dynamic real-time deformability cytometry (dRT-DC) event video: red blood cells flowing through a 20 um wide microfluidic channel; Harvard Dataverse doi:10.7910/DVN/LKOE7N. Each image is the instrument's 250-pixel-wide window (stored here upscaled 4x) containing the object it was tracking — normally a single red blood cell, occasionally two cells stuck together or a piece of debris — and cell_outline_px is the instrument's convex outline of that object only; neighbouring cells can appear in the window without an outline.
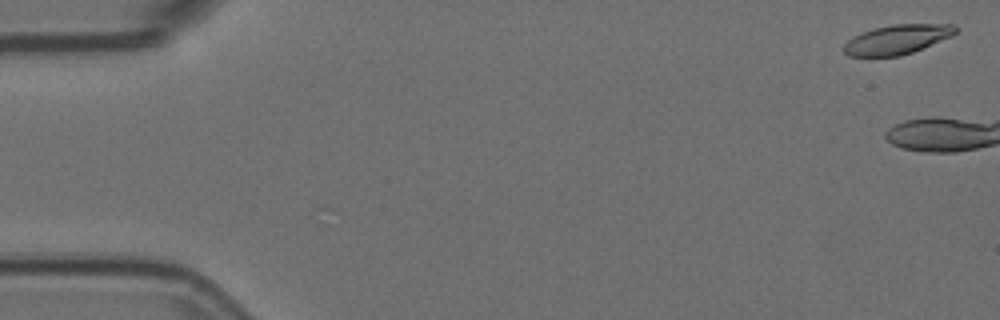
{"species": "Egyptian fruit bat (a non-hibernating species)", "species_latin": "Rousettus aegyptiacus", "temperature_condition": "room temperature", "stored_images_in_passage": 7, "camera_frame_rate_fps": 3000, "um_per_image_px": 0.085, "animal": {"sex": "female"}, "frame": {"image": 1, "passage_image": 1, "time_ms": 0.0, "image_size_px": [1000, 320], "cell_outline_px": [[960, 28], [952, 36], [912, 52], [900, 56], [848, 56], [844, 52], [844, 44], [852, 36], [860, 32], [892, 24], [956, 24]], "centroid_in_image_um": [76.27, 3.34], "position_along_channel_um": 8.7, "area_um2": 19.25}}